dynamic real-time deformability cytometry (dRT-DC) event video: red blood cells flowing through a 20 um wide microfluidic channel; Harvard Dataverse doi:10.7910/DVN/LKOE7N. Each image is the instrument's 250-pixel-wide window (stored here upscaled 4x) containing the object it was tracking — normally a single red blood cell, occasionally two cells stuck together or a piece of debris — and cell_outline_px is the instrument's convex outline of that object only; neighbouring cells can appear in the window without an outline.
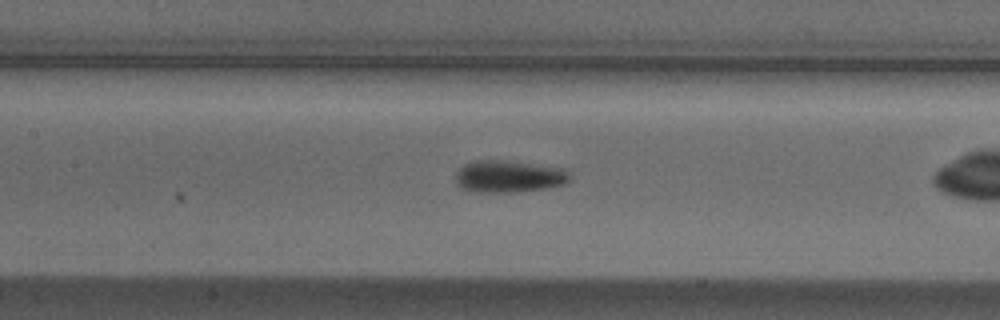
{"species": "Egyptian fruit bat (a non-hibernating species)", "species_latin": "Rousettus aegyptiacus", "temperature_condition": "cold", "stored_images_in_passage": 52, "camera_frame_rate_fps": 3000, "um_per_image_px": 0.085, "animal": {"sex": "male"}, "frame": {"image": 1, "passage_image": 22, "time_ms": 7.0, "image_size_px": [1000, 320], "cell_outline_px": [[572, 176], [564, 184], [548, 188], [512, 192], [472, 192], [460, 188], [456, 184], [456, 172], [464, 164], [476, 160], [500, 160], [564, 168]], "centroid_in_image_um": [43.22, 15.0], "position_along_channel_um": 164.2, "area_um2": 21.39}, "authors_computed_cell_mechanics": {"area_um2": 19.8832, "velocity_mm_per_s": 3.7421, "shape_relaxation_time_tau1_ms": 6.0172, "shape_relaxation_time_tau2_ms": 3.2882, "deformation_change_tau1": 0.1683, "deformation_change_tau2": 0.0731}}